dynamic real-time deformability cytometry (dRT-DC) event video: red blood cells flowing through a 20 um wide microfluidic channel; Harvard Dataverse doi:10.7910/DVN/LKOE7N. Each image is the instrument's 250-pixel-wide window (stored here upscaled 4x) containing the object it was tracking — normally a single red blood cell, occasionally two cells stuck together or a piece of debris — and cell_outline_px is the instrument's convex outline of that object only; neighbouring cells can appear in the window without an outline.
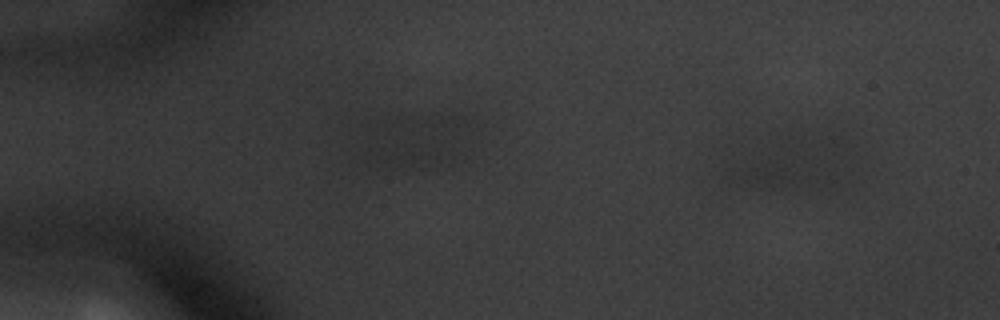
{"species": "common noctule bat (a hibernating species)", "species_latin": "Nyctalus noctula", "temperature_condition": "warm", "stored_images_in_passage": 2, "camera_frame_rate_fps": 3000, "um_per_image_px": 0.085, "animal": {"sex": "male", "body_mass_g": 20.1, "forearm_length_mm": 53.5}, "frame": {"image": 1, "passage_image": 1, "time_ms": 0.0, "image_size_px": [1000, 320], "cell_outline_px": [[452, 160], [424, 168], [392, 168], [376, 160], [376, 148], [396, 144], [448, 140], [452, 144]], "centroid_in_image_um": [35.3, 13.13], "position_along_channel_um": 49.7, "area_um2": 12.43}}